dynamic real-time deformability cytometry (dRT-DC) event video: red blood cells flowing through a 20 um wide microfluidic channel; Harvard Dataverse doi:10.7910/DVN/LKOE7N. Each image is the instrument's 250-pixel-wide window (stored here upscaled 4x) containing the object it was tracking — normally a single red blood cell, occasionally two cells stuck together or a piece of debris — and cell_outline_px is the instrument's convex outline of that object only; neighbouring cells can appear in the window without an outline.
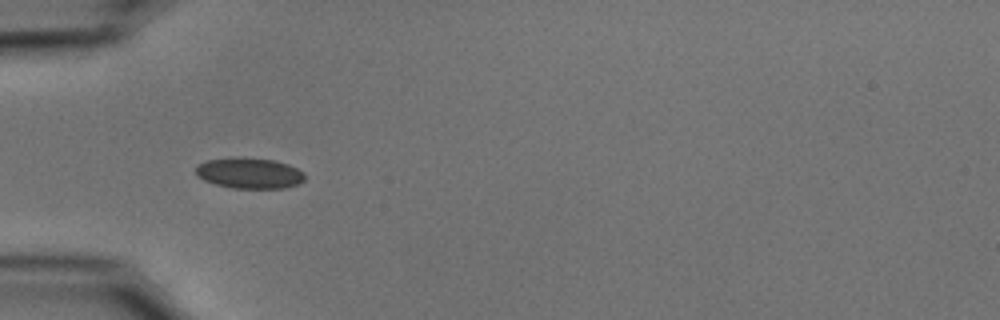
{"species": "common noctule bat (a hibernating species)", "species_latin": "Nyctalus noctula", "temperature_condition": "cold", "stored_images_in_passage": 38, "camera_frame_rate_fps": 3000, "um_per_image_px": 0.085, "animal": {"sex": "male", "body_mass_g": 15.6}, "frame": {"image": 1, "passage_image": 1, "time_ms": 0.0, "image_size_px": [1000, 320], "cell_outline_px": [[304, 180], [300, 184], [288, 188], [232, 188], [216, 184], [204, 180], [196, 176], [196, 164], [208, 160], [272, 160], [288, 164], [304, 172]], "centroid_in_image_um": [21.24, 14.77], "position_along_channel_um": 63.8, "area_um2": 18.84}}
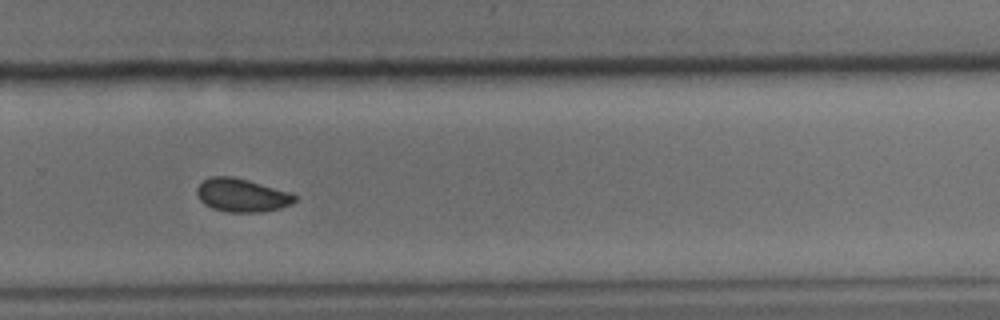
{"frame": {"image": 2, "passage_image": 21, "time_ms": 6.667, "image_size_px": [1000, 320], "cell_outline_px": [[296, 200], [292, 204], [280, 208], [260, 212], [228, 212], [212, 208], [204, 204], [200, 200], [196, 192], [196, 188], [204, 180], [212, 176], [232, 176], [248, 180], [292, 192], [296, 196]], "centroid_in_image_um": [20.57, 16.59], "position_along_channel_um": 309.2, "area_um2": 19.07}}
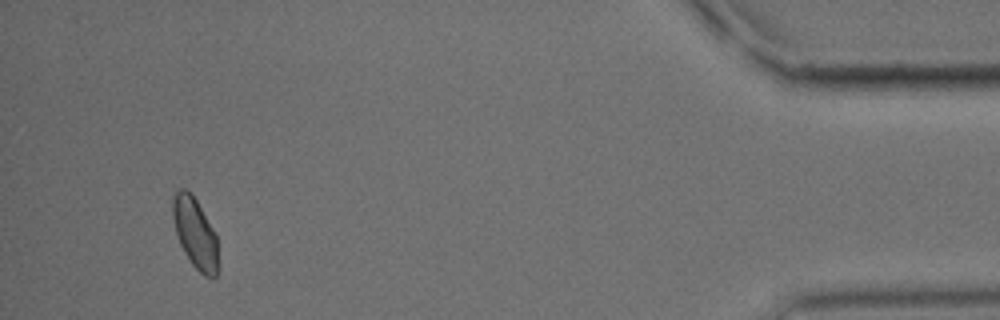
{"frame": {"image": 3, "passage_image": 35, "time_ms": 11.333, "image_size_px": [1000, 320], "cell_outline_px": [[216, 276], [204, 276], [192, 264], [184, 252], [180, 244], [176, 232], [172, 216], [172, 196], [180, 188], [184, 188], [192, 192], [216, 232]], "centroid_in_image_um": [16.55, 19.72], "position_along_channel_um": 418.7, "area_um2": 18.5}, "authors_computed_cell_mechanics": {"area_um2": 19.074, "velocity_mm_per_s": 3.7204, "shape_relaxation_time_tau1_ms": 3.4358, "shape_relaxation_time_tau2_ms": 2.6902, "deformation_change_tau1": 0.0637, "deformation_change_tau2": 0.0457}}